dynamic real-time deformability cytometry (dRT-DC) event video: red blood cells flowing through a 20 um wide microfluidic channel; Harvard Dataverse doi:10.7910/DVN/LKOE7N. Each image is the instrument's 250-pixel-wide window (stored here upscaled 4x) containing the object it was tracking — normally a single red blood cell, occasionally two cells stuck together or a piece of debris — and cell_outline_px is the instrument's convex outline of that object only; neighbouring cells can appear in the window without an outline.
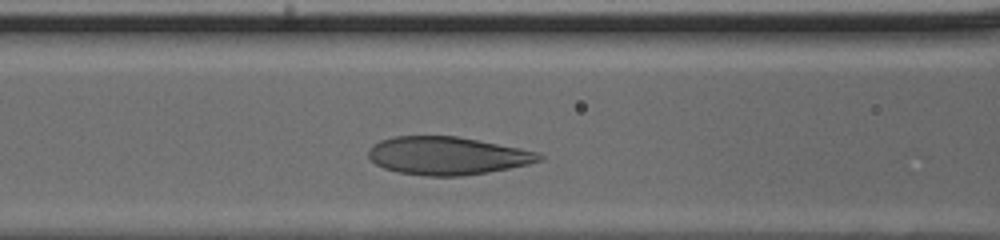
{"species": "human", "species_latin": "Homo sapiens", "temperature_condition": "cold", "stored_images_in_passage": 25, "camera_frame_rate_fps": 3000, "um_per_image_px": 0.085, "donor": {"sex": "male"}, "frame": {"image": 1, "passage_image": 6, "time_ms": 1.667, "image_size_px": [1000, 240], "cell_outline_px": [[544, 156], [540, 160], [528, 164], [488, 172], [460, 176], [424, 176], [400, 172], [384, 168], [376, 164], [368, 156], [368, 148], [372, 144], [380, 140], [392, 136], [456, 136], [520, 148], [540, 152]], "centroid_in_image_um": [37.99, 13.23], "position_along_channel_um": 128.6, "area_um2": 37.74}}
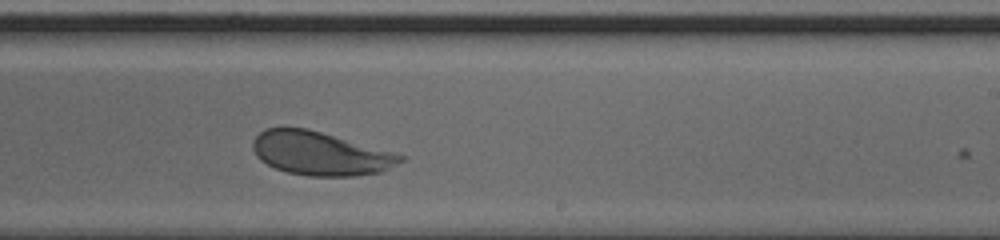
{"frame": {"image": 2, "passage_image": 15, "time_ms": 4.667, "image_size_px": [1000, 240], "cell_outline_px": [[404, 160], [384, 172], [356, 176], [308, 176], [288, 172], [276, 168], [260, 160], [256, 156], [252, 148], [252, 144], [256, 136], [264, 128], [308, 128], [392, 152], [404, 156]], "centroid_in_image_um": [27.22, 13.05], "position_along_channel_um": 261.8, "area_um2": 37.34}}
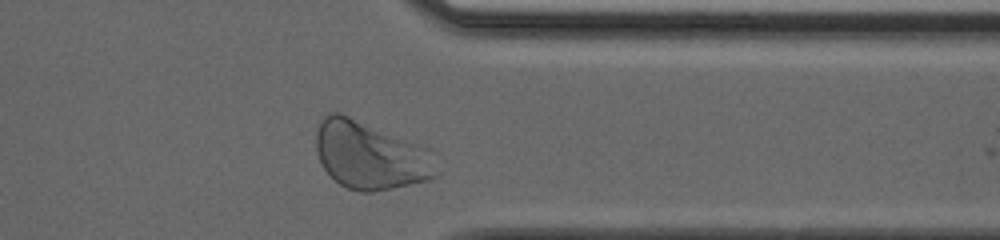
{"frame": {"image": 3, "passage_image": 23, "time_ms": 7.333, "image_size_px": [1000, 240], "cell_outline_px": [[436, 176], [428, 180], [392, 188], [372, 192], [360, 192], [348, 188], [340, 184], [324, 168], [320, 160], [316, 148], [316, 132], [324, 116], [328, 112], [340, 112], [432, 148]], "centroid_in_image_um": [31.49, 13.18], "position_along_channel_um": 379.9, "area_um2": 47.74}}